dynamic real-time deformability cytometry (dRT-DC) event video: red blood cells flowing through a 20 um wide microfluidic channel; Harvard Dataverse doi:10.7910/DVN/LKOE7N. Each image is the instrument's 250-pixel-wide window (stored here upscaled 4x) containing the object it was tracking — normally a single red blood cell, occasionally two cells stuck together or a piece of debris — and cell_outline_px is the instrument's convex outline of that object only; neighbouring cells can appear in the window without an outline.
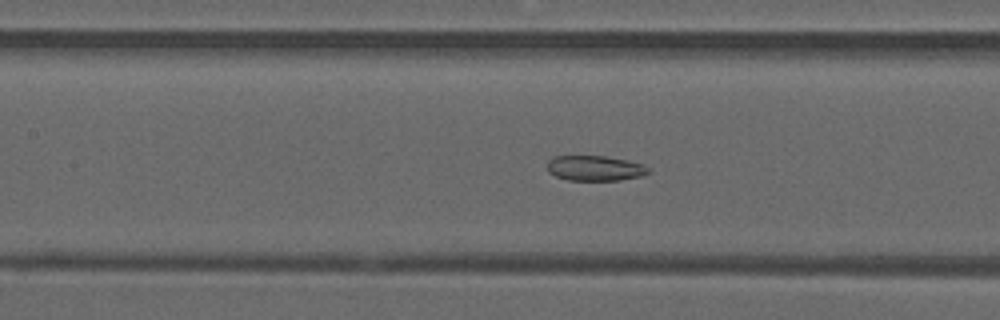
{"species": "common noctule bat (a hibernating species)", "species_latin": "Nyctalus noctula", "temperature_condition": "warm", "stored_images_in_passage": 49, "camera_frame_rate_fps": 3000, "um_per_image_px": 0.085, "animal": {"sex": "male", "forearm_length_mm": 52.5}, "frame": {"image": 1, "passage_image": 22, "time_ms": 7.0, "image_size_px": [1000, 320], "cell_outline_px": [[652, 172], [644, 176], [620, 180], [568, 180], [556, 176], [548, 172], [548, 160], [552, 156], [604, 156], [628, 160], [644, 164]], "centroid_in_image_um": [50.61, 14.3], "position_along_channel_um": 156.8, "area_um2": 15.03}}
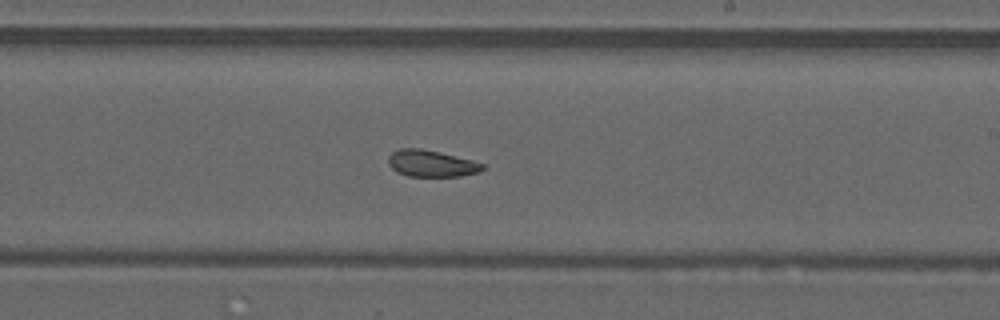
{"frame": {"image": 2, "passage_image": 29, "time_ms": 9.333, "image_size_px": [1000, 320], "cell_outline_px": [[484, 168], [480, 172], [460, 176], [408, 176], [396, 172], [388, 164], [388, 156], [392, 152], [400, 148], [420, 148], [472, 160], [484, 164]], "centroid_in_image_um": [36.64, 13.9], "position_along_channel_um": 252.4, "area_um2": 14.57}}
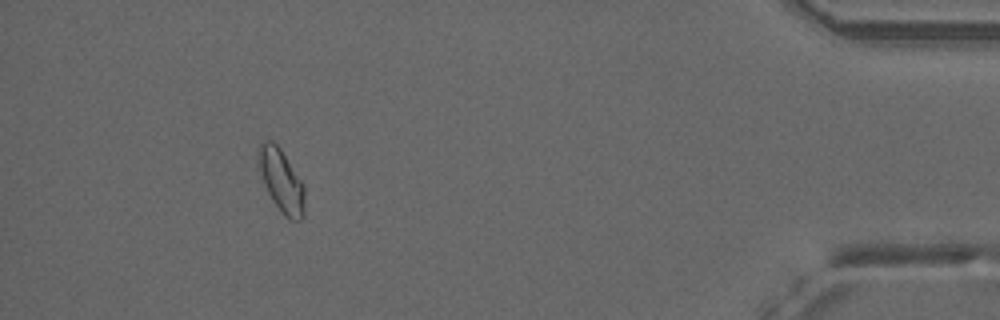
{"frame": {"image": 3, "passage_image": 45, "time_ms": 14.667, "image_size_px": [1000, 320], "cell_outline_px": [[304, 216], [300, 220], [288, 220], [284, 216], [272, 200], [264, 184], [256, 160], [256, 156], [260, 144], [264, 140], [272, 140], [280, 148], [304, 184]], "centroid_in_image_um": [23.9, 15.35], "position_along_channel_um": 411.3, "area_um2": 17.11}, "authors_computed_cell_mechanics": {"area_um2": 16.3574, "velocity_mm_per_s": 4.1033, "shape_relaxation_time_tau1_ms": null, "shape_relaxation_time_tau2_ms": 3.9691, "deformation_change_tau1": null, "deformation_change_tau2": 0.1079}}